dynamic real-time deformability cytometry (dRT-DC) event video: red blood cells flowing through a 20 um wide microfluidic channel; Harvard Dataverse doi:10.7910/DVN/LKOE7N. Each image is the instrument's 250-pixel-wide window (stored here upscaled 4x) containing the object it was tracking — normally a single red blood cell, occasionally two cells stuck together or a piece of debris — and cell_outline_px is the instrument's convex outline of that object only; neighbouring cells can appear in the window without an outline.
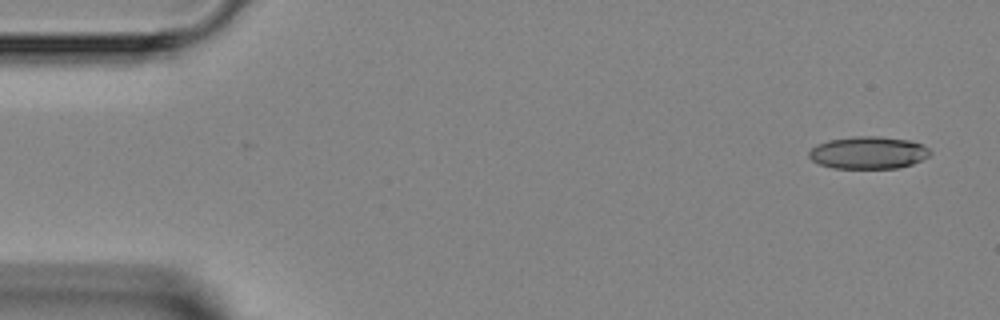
{"species": "Egyptian fruit bat (a non-hibernating species)", "species_latin": "Rousettus aegyptiacus", "temperature_condition": "room temperature", "stored_images_in_passage": 4, "camera_frame_rate_fps": 3000, "um_per_image_px": 0.085, "animal": {"sex": "female"}, "frame": {"image": 1, "passage_image": 1, "time_ms": 0.0, "image_size_px": [1000, 320], "cell_outline_px": [[932, 152], [928, 156], [912, 164], [900, 168], [832, 168], [820, 164], [812, 160], [808, 156], [808, 152], [816, 144], [828, 140], [852, 136], [880, 136], [908, 140], [920, 144], [928, 148]], "centroid_in_image_um": [73.78, 12.97], "position_along_channel_um": 11.2, "area_um2": 22.89}}